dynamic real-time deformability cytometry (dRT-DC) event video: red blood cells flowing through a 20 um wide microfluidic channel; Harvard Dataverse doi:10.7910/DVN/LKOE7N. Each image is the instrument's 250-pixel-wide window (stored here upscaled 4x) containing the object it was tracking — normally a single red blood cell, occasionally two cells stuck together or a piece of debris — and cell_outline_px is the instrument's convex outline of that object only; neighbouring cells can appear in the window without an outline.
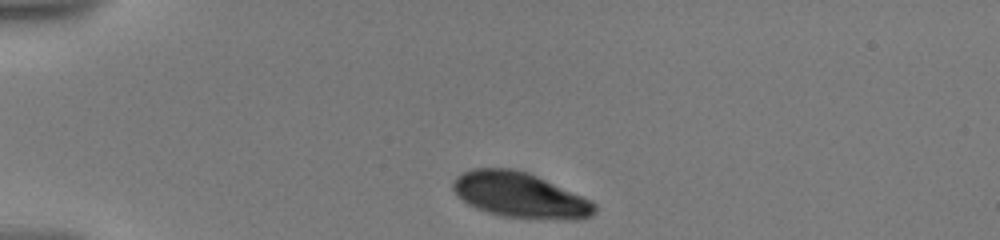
{"species": "human", "species_latin": "Homo sapiens", "temperature_condition": "warm", "stored_images_in_passage": 27, "camera_frame_rate_fps": 3000, "um_per_image_px": 0.085, "donor": {"sex": "male"}, "frame": {"image": 1, "passage_image": 1, "time_ms": 0.0, "image_size_px": [1000, 240], "cell_outline_px": [[596, 212], [592, 216], [580, 220], [572, 220], [504, 216], [488, 212], [476, 208], [464, 200], [452, 188], [452, 180], [460, 172], [472, 168], [512, 168], [528, 172], [584, 196], [592, 200], [596, 204]], "centroid_in_image_um": [44.24, 16.57], "position_along_channel_um": 40.8, "area_um2": 37.51}}
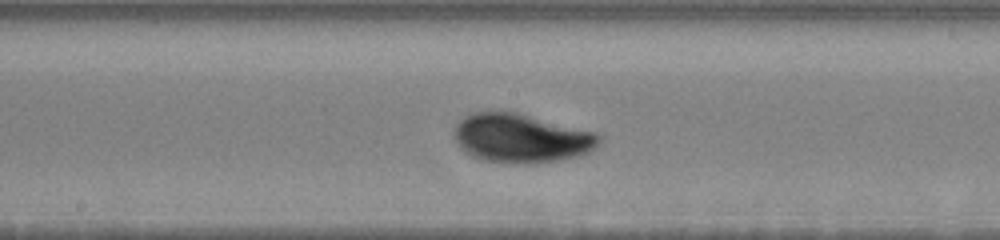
{"frame": {"image": 2, "passage_image": 12, "time_ms": 6.0, "image_size_px": [1000, 240], "cell_outline_px": [[604, 136], [588, 152], [580, 156], [536, 164], [508, 164], [484, 160], [464, 152], [460, 148], [456, 140], [456, 124], [468, 112], [488, 108], [500, 108], [596, 132]], "centroid_in_image_um": [44.26, 11.71], "position_along_channel_um": 203.9, "area_um2": 42.25}}
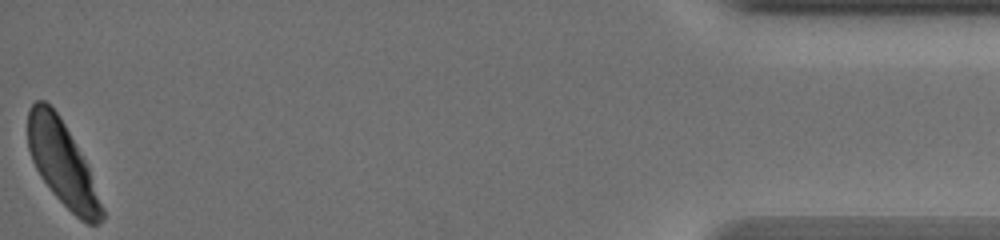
{"frame": {"image": 3, "passage_image": 27, "time_ms": 14.667, "image_size_px": [1000, 240], "cell_outline_px": [[104, 216], [96, 224], [88, 224], [80, 220], [52, 192], [40, 176], [32, 160], [28, 148], [28, 108], [36, 100], [44, 100], [56, 112], [64, 124], [84, 160], [88, 168], [104, 208]], "centroid_in_image_um": [5.27, 13.9], "position_along_channel_um": 429.9, "area_um2": 35.49}, "authors_computed_cell_mechanics": {"area_um2": 37.7434, "velocity_mm_per_s": 3.5045, "shape_relaxation_time_tau1_ms": 1.5139, "shape_relaxation_time_tau2_ms": null, "deformation_change_tau1": 0.083, "deformation_change_tau2": null}}